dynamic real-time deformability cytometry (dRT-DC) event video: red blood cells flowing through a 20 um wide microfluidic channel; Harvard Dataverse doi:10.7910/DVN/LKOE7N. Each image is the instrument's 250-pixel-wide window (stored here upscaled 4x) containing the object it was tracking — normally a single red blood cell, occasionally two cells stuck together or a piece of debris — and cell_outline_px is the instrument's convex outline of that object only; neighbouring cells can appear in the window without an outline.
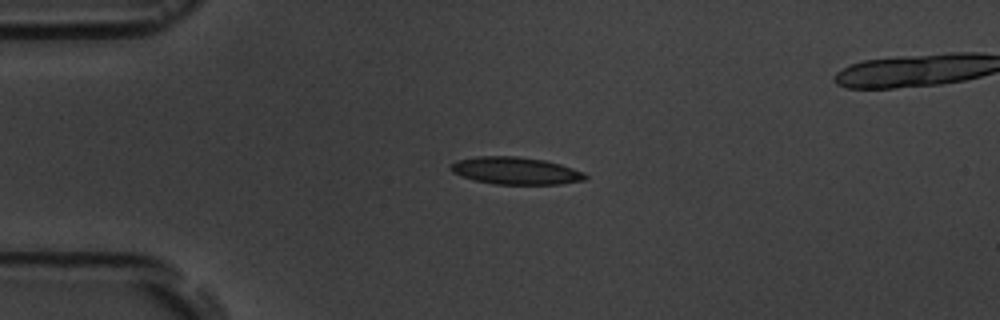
{"species": "common noctule bat (a hibernating species)", "species_latin": "Nyctalus noctula", "temperature_condition": "room temperature", "stored_images_in_passage": 9, "camera_frame_rate_fps": 3000, "um_per_image_px": 0.085, "animal": {"sex": "male", "body_mass_g": 19.5, "forearm_length_mm": 54.6}, "frame": {"image": 1, "passage_image": 3, "time_ms": 2.333, "image_size_px": [1000, 320], "cell_outline_px": [[588, 176], [584, 180], [560, 184], [496, 184], [476, 180], [460, 176], [452, 172], [448, 168], [456, 160], [476, 156], [516, 156], [544, 160], [560, 164], [584, 172]], "centroid_in_image_um": [43.8, 14.51], "position_along_channel_um": 41.2, "area_um2": 21.39}}
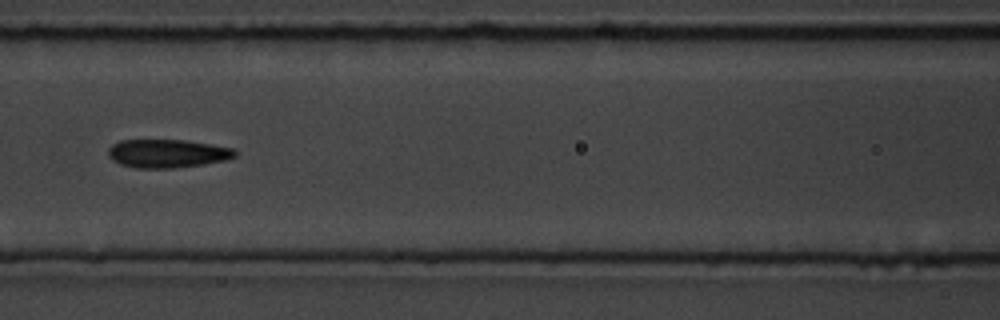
{"frame": {"image": 2, "passage_image": 6, "time_ms": 6.0, "image_size_px": [1000, 320], "cell_outline_px": [[236, 156], [228, 160], [204, 164], [172, 168], [136, 168], [120, 164], [112, 160], [108, 156], [108, 148], [112, 144], [120, 140], [184, 140], [232, 148], [236, 152]], "centroid_in_image_um": [14.19, 13.05], "position_along_channel_um": 152.4, "area_um2": 20.98}}
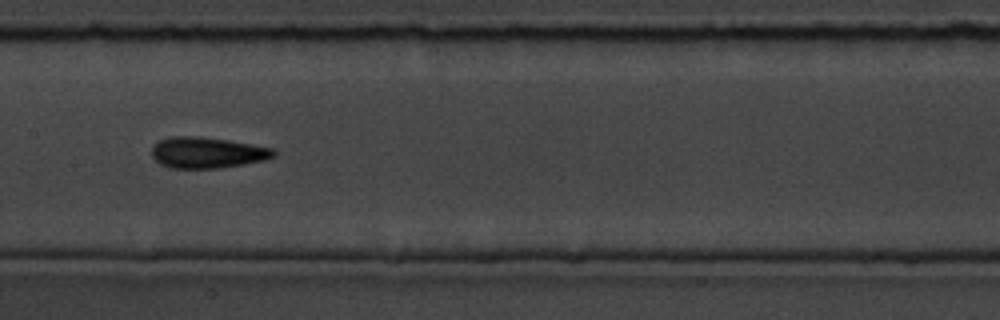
{"frame": {"image": 3, "passage_image": 7, "time_ms": 7.0, "image_size_px": [1000, 320], "cell_outline_px": [[276, 156], [264, 160], [244, 164], [220, 168], [168, 168], [160, 164], [152, 156], [152, 148], [160, 140], [172, 136], [200, 136], [228, 140], [252, 144], [272, 148], [276, 152]], "centroid_in_image_um": [17.62, 12.97], "position_along_channel_um": 189.8, "area_um2": 22.08}}